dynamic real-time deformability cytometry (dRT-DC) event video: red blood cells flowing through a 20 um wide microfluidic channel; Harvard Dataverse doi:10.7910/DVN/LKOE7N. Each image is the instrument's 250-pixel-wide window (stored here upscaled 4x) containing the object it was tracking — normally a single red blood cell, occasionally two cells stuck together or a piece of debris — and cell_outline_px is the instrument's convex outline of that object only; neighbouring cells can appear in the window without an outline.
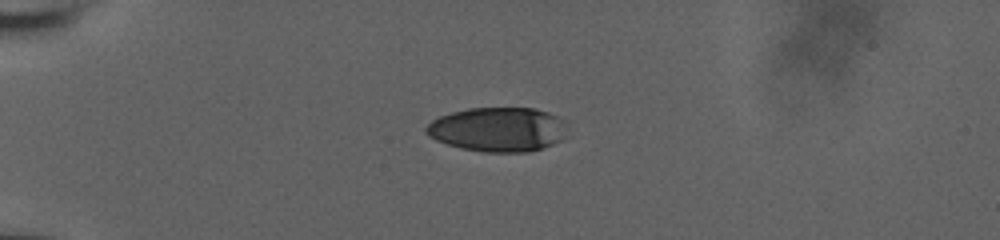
{"species": "human", "species_latin": "Homo sapiens", "temperature_condition": "room temperature", "stored_images_in_passage": 6, "camera_frame_rate_fps": 3000, "um_per_image_px": 0.085, "donor": {"sex": "male"}, "frame": {"image": 1, "passage_image": 1, "time_ms": 0.0, "image_size_px": [1000, 240], "cell_outline_px": [[568, 128], [564, 140], [528, 152], [484, 152], [460, 148], [436, 140], [428, 136], [424, 132], [424, 128], [432, 120], [440, 116], [452, 112], [468, 108], [536, 108], [548, 112], [568, 120]], "centroid_in_image_um": [42.38, 10.99], "position_along_channel_um": 42.6, "area_um2": 37.05}}
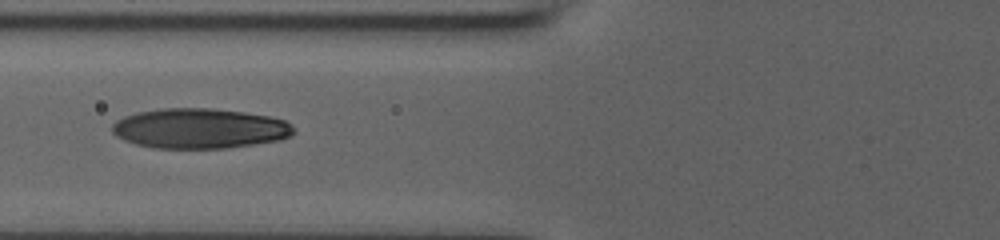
{"frame": {"image": 2, "passage_image": 5, "time_ms": 1.333, "image_size_px": [1000, 240], "cell_outline_px": [[296, 132], [288, 136], [276, 140], [228, 148], [152, 148], [136, 144], [124, 140], [116, 136], [112, 132], [112, 124], [116, 120], [124, 116], [136, 112], [160, 108], [212, 108], [244, 112], [268, 116], [284, 120], [292, 124], [296, 128]], "centroid_in_image_um": [16.94, 10.91], "position_along_channel_um": 108.9, "area_um2": 42.54}}